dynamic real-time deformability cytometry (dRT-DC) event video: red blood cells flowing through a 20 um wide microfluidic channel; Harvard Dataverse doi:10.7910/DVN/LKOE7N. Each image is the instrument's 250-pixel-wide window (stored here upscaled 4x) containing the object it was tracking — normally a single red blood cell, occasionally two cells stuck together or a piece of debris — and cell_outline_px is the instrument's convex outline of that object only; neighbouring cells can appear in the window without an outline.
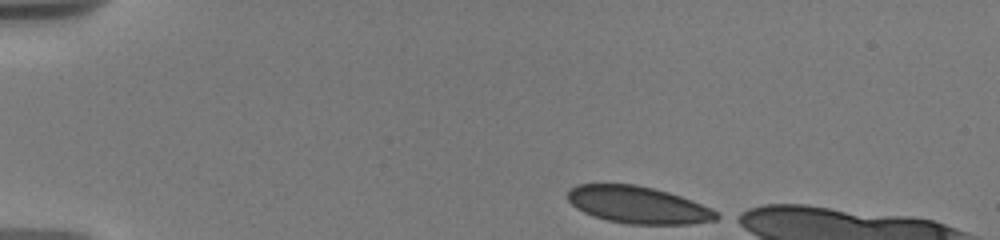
{"species": "human", "species_latin": "Homo sapiens", "temperature_condition": "warm", "stored_images_in_passage": 60, "camera_frame_rate_fps": 3000, "um_per_image_px": 0.085, "donor": {"sex": "male"}, "frame": {"image": 1, "passage_image": 1, "time_ms": 0.0, "image_size_px": [1000, 240], "cell_outline_px": [[724, 216], [716, 220], [692, 224], [628, 224], [608, 220], [592, 216], [576, 208], [568, 200], [568, 188], [576, 184], [636, 184], [668, 192], [680, 196], [712, 208]], "centroid_in_image_um": [54.25, 17.42], "position_along_channel_um": 30.7, "area_um2": 32.37}}
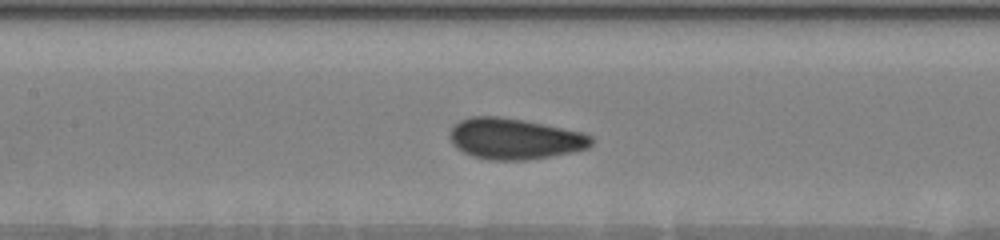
{"frame": {"image": 2, "passage_image": 31, "time_ms": 5.667, "image_size_px": [1000, 240], "cell_outline_px": [[592, 144], [588, 148], [572, 152], [528, 160], [492, 160], [472, 156], [456, 148], [452, 144], [452, 128], [460, 120], [472, 116], [496, 116], [520, 120], [584, 132], [592, 136]], "centroid_in_image_um": [43.76, 11.81], "position_along_channel_um": 163.6, "area_um2": 33.41}}
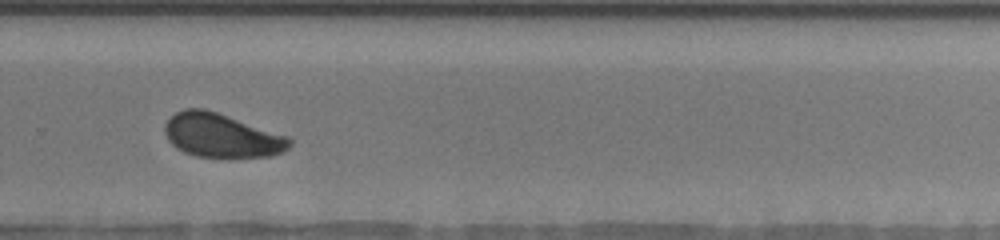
{"frame": {"image": 3, "passage_image": 50, "time_ms": 9.667, "image_size_px": [1000, 240], "cell_outline_px": [[292, 144], [284, 152], [268, 156], [196, 156], [184, 152], [176, 148], [168, 140], [164, 132], [164, 128], [168, 120], [176, 112], [184, 108], [204, 108], [288, 136], [292, 140]], "centroid_in_image_um": [18.82, 11.5], "position_along_channel_um": 311.0, "area_um2": 31.5}}